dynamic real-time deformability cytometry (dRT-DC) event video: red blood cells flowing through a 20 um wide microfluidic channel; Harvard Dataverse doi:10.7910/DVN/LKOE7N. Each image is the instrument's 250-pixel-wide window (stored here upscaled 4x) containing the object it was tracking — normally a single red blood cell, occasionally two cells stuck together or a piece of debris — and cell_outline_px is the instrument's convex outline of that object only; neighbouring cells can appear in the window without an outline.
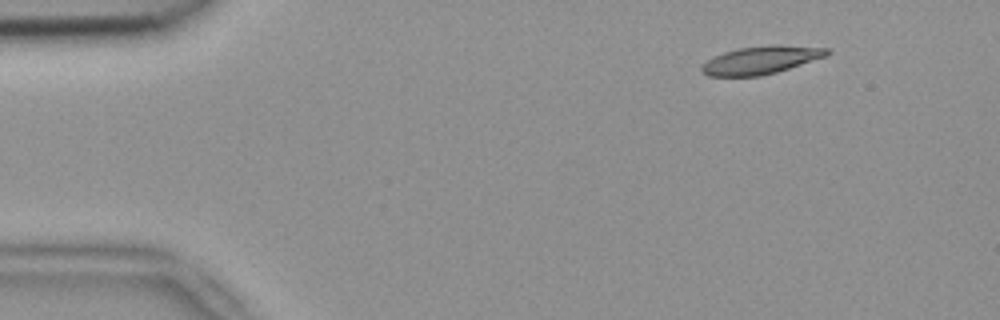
{"species": "common noctule bat (a hibernating species)", "species_latin": "Nyctalus noctula", "temperature_condition": "room temperature", "stored_images_in_passage": 10, "camera_frame_rate_fps": 3000, "um_per_image_px": 0.085, "animal": {"sex": "female", "body_mass_g": 18.4}, "frame": {"image": 1, "passage_image": 2, "time_ms": 0.333, "image_size_px": [1000, 320], "cell_outline_px": [[832, 52], [828, 56], [776, 72], [760, 76], [708, 76], [700, 72], [700, 68], [708, 60], [724, 52], [740, 48], [772, 44], [780, 44], [828, 48]], "centroid_in_image_um": [64.73, 5.1], "position_along_channel_um": 20.3, "area_um2": 20.46}}
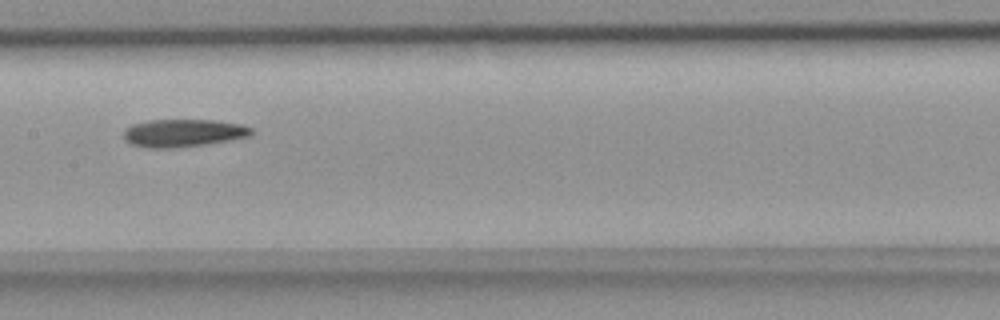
{"frame": {"image": 2, "passage_image": 7, "time_ms": 2.0, "image_size_px": [1000, 320], "cell_outline_px": [[252, 136], [204, 144], [172, 148], [148, 148], [132, 144], [124, 136], [124, 128], [132, 124], [148, 120], [212, 120], [240, 124], [252, 128]], "centroid_in_image_um": [15.57, 11.3], "position_along_channel_um": 191.8, "area_um2": 20.46}}
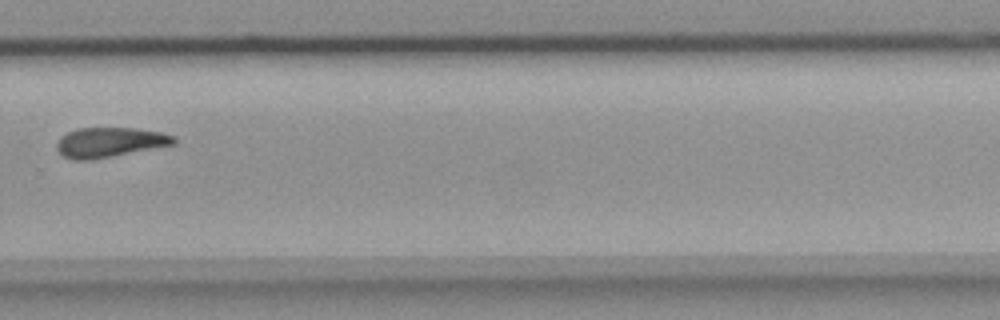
{"frame": {"image": 3, "passage_image": 10, "time_ms": 3.0, "image_size_px": [1000, 320], "cell_outline_px": [[176, 144], [92, 160], [72, 160], [64, 156], [56, 148], [56, 144], [60, 136], [76, 128], [132, 128], [160, 132], [176, 136]], "centroid_in_image_um": [9.32, 12.1], "position_along_channel_um": 320.5, "area_um2": 20.4}}